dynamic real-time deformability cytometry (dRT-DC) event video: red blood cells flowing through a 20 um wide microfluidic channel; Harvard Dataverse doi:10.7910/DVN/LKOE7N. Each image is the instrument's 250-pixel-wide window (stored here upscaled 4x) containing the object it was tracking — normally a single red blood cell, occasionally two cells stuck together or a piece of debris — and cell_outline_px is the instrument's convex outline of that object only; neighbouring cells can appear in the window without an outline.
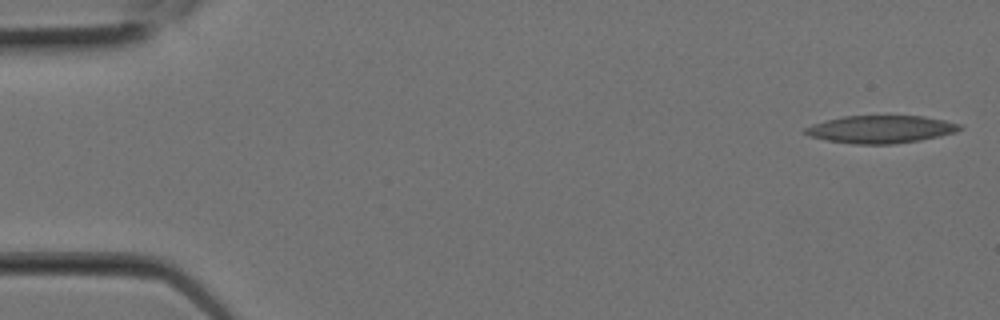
{"species": "Egyptian fruit bat (a non-hibernating species)", "species_latin": "Rousettus aegyptiacus", "temperature_condition": "room temperature", "stored_images_in_passage": 8, "camera_frame_rate_fps": 3000, "um_per_image_px": 0.085, "animal": {"sex": "female"}, "frame": {"image": 1, "passage_image": 1, "time_ms": 0.0, "image_size_px": [1000, 320], "cell_outline_px": [[964, 128], [956, 132], [940, 136], [920, 140], [896, 144], [856, 144], [828, 140], [808, 136], [800, 132], [804, 128], [812, 124], [844, 116], [924, 116], [964, 124]], "centroid_in_image_um": [74.89, 10.99], "position_along_channel_um": 10.1, "area_um2": 25.09}}
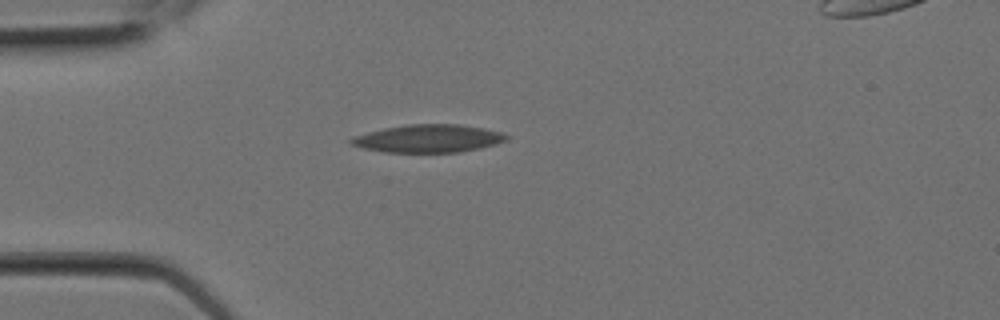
{"frame": {"image": 2, "passage_image": 6, "time_ms": 1.667, "image_size_px": [1000, 320], "cell_outline_px": [[512, 136], [508, 140], [496, 144], [480, 148], [460, 152], [384, 152], [364, 148], [348, 144], [348, 140], [352, 136], [384, 128], [408, 124], [460, 124], [484, 128], [504, 132]], "centroid_in_image_um": [36.44, 11.77], "position_along_channel_um": 48.6, "area_um2": 25.55}}
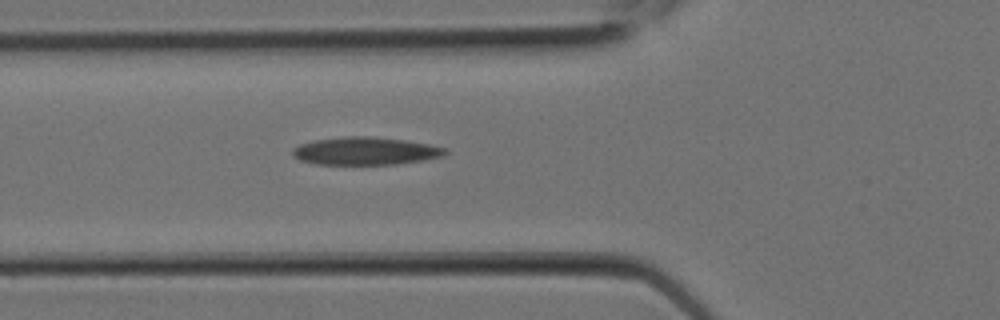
{"frame": {"image": 3, "passage_image": 8, "time_ms": 2.333, "image_size_px": [1000, 320], "cell_outline_px": [[448, 152], [444, 156], [424, 160], [396, 164], [316, 164], [300, 160], [292, 156], [292, 148], [300, 144], [312, 140], [344, 136], [372, 136], [404, 140], [428, 144], [448, 148]], "centroid_in_image_um": [31.05, 12.83], "position_along_channel_um": 94.7, "area_um2": 24.91}}